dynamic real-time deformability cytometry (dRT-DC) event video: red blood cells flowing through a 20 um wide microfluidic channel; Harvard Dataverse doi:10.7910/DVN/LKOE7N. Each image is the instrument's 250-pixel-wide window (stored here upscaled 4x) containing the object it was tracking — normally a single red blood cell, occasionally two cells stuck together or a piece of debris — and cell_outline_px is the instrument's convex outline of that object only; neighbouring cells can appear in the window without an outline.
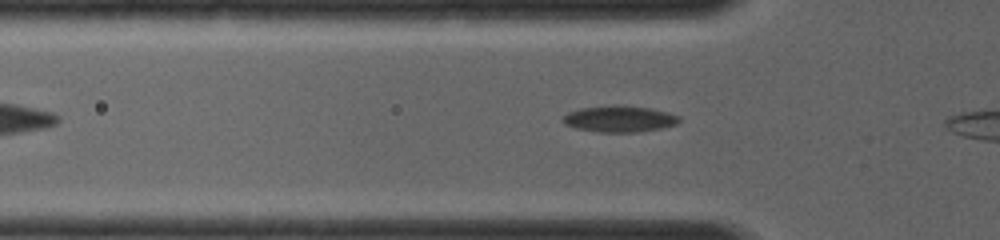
{"species": "common noctule bat (a hibernating species)", "species_latin": "Nyctalus noctula", "temperature_condition": "room temperature", "stored_images_in_passage": 12, "camera_frame_rate_fps": 4000, "um_per_image_px": 0.085, "animal": {"sex": "female", "body_mass_g": 19.0, "forearm_length_mm": 56.7}, "frame": {"image": 1, "passage_image": 9, "time_ms": 2.0, "image_size_px": [1000, 240], "cell_outline_px": [[680, 120], [676, 124], [660, 128], [640, 132], [600, 132], [576, 128], [564, 124], [560, 120], [568, 112], [580, 108], [648, 108], [668, 112], [680, 116]], "centroid_in_image_um": [52.65, 10.16], "position_along_channel_um": 73.2, "area_um2": 16.94}}